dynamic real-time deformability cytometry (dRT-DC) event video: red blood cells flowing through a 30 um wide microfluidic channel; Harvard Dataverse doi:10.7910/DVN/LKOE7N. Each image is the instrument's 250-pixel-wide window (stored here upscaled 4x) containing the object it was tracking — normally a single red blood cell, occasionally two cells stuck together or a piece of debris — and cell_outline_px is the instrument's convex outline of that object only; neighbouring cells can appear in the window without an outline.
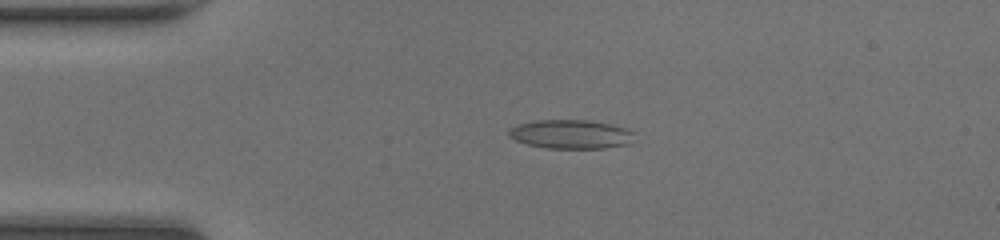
{"species": "common noctule bat (a hibernating species)", "species_latin": "Nyctalus noctula", "temperature_condition": "room temperature", "stored_images_in_passage": 39, "camera_frame_rate_fps": 3000, "um_per_image_px": 0.085, "animal": {"sex": "female", "body_mass_g": 20.0, "forearm_length_mm": 54.0}, "frame": {"image": 1, "passage_image": 2, "time_ms": 0.333, "image_size_px": [1000, 240], "cell_outline_px": [[636, 132], [628, 144], [608, 148], [548, 148], [528, 144], [516, 140], [508, 136], [508, 128], [516, 124], [532, 120], [588, 120], [628, 128]], "centroid_in_image_um": [48.5, 11.4], "position_along_channel_um": 36.5, "area_um2": 21.33}}
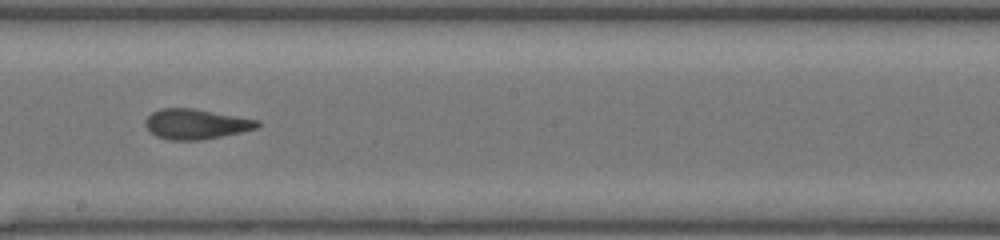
{"frame": {"image": 2, "passage_image": 18, "time_ms": 5.667, "image_size_px": [1000, 240], "cell_outline_px": [[260, 124], [256, 128], [240, 132], [200, 140], [168, 140], [156, 136], [148, 132], [144, 124], [144, 120], [152, 112], [160, 108], [196, 108], [260, 120]], "centroid_in_image_um": [16.61, 10.53], "position_along_channel_um": 231.6, "area_um2": 19.88}}
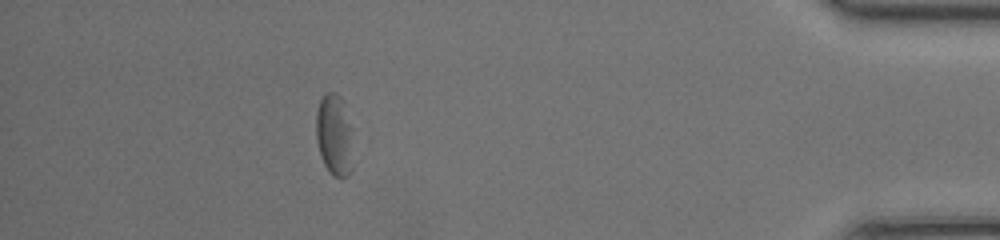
{"frame": {"image": 3, "passage_image": 34, "time_ms": 11.0, "image_size_px": [1000, 240], "cell_outline_px": [[352, 172], [348, 176], [340, 180], [332, 176], [328, 172], [320, 156], [316, 140], [316, 112], [320, 100], [324, 92], [336, 92], [344, 100], [352, 128]], "centroid_in_image_um": [28.43, 11.5], "position_along_channel_um": 406.8, "area_um2": 18.44}, "authors_computed_cell_mechanics": {"area_um2": 19.7676, "velocity_mm_per_s": 4.2999, "shape_relaxation_time_tau1_ms": 6.4469, "shape_relaxation_time_tau2_ms": 3.339, "deformation_change_tau1": 0.1473, "deformation_change_tau2": 0.1347}}